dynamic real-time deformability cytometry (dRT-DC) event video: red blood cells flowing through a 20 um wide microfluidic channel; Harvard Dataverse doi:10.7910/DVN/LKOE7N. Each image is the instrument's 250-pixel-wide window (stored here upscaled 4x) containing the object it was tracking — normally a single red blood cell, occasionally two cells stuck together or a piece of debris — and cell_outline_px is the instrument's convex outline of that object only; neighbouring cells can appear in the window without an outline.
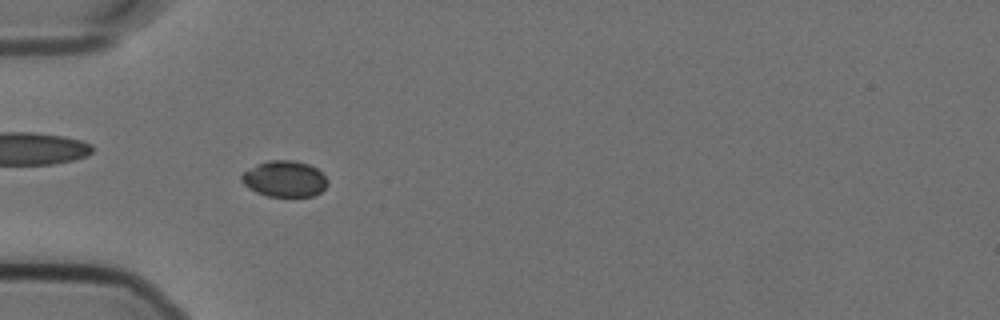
{"species": "Egyptian fruit bat (a non-hibernating species)", "species_latin": "Rousettus aegyptiacus", "temperature_condition": "cold", "stored_images_in_passage": 47, "camera_frame_rate_fps": 3000, "um_per_image_px": 0.085, "animal": {"sex": "female"}, "frame": {"image": 1, "passage_image": 8, "time_ms": 2.333, "image_size_px": [1000, 320], "cell_outline_px": [[328, 184], [320, 192], [312, 196], [268, 196], [256, 192], [248, 188], [240, 180], [240, 176], [244, 172], [268, 160], [292, 160], [308, 164], [316, 168], [328, 180]], "centroid_in_image_um": [24.19, 15.21], "position_along_channel_um": 60.8, "area_um2": 17.86}}
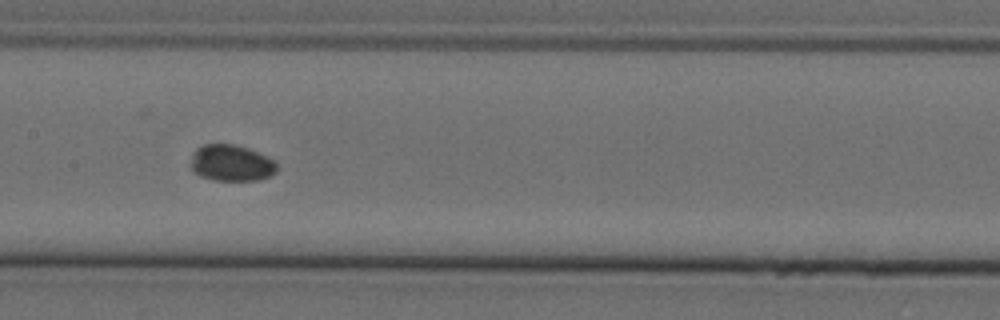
{"frame": {"image": 2, "passage_image": 19, "time_ms": 6.0, "image_size_px": [1000, 320], "cell_outline_px": [[276, 172], [268, 176], [256, 180], [212, 180], [200, 176], [188, 164], [192, 152], [196, 148], [204, 144], [236, 144], [248, 148], [272, 160], [276, 164]], "centroid_in_image_um": [19.58, 13.85], "position_along_channel_um": 187.8, "area_um2": 18.21}}
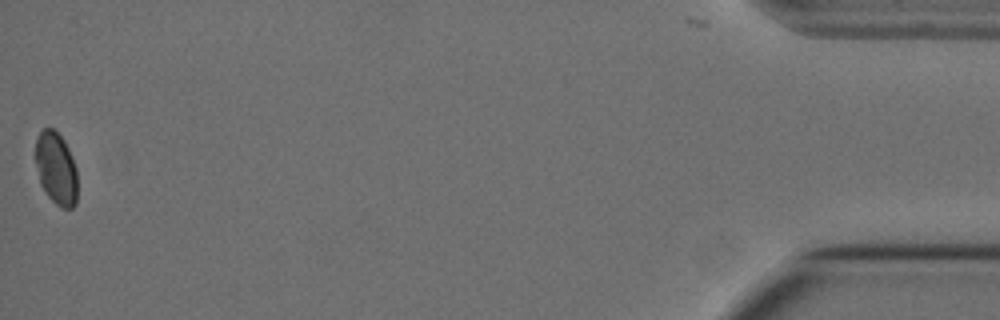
{"frame": {"image": 3, "passage_image": 47, "time_ms": 15.333, "image_size_px": [1000, 320], "cell_outline_px": [[76, 204], [72, 208], [60, 208], [48, 196], [40, 184], [36, 164], [36, 140], [40, 132], [44, 128], [52, 128], [64, 140], [68, 148], [76, 168]], "centroid_in_image_um": [4.77, 14.33], "position_along_channel_um": 430.4, "area_um2": 17.51}, "authors_computed_cell_mechanics": {"area_um2": 18.2648, "velocity_mm_per_s": 3.5684, "shape_relaxation_time_tau1_ms": null, "shape_relaxation_time_tau2_ms": 2.7825, "deformation_change_tau1": null, "deformation_change_tau2": 0.0402}}